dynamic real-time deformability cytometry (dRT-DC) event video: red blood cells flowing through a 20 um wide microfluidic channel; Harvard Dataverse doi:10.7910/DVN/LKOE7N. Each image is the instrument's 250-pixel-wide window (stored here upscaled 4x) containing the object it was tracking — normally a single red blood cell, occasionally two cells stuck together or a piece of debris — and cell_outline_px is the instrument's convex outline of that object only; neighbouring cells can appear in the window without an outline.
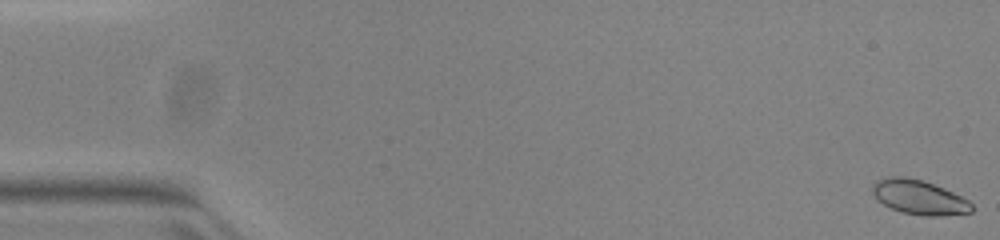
{"species": "common noctule bat (a hibernating species)", "species_latin": "Nyctalus noctula", "temperature_condition": "warm", "stored_images_in_passage": 53, "camera_frame_rate_fps": 3000, "um_per_image_px": 0.085, "animal": {"sex": "female", "body_mass_g": 23.0, "forearm_length_mm": 53.4}, "frame": {"image": 1, "passage_image": 1, "time_ms": 0.0, "image_size_px": [1000, 240], "cell_outline_px": [[972, 212], [940, 216], [924, 216], [900, 212], [876, 200], [872, 192], [872, 184], [876, 180], [888, 176], [904, 176], [924, 180], [944, 188], [968, 200], [972, 204]], "centroid_in_image_um": [78.08, 16.75], "position_along_channel_um": 6.9, "area_um2": 20.11}}
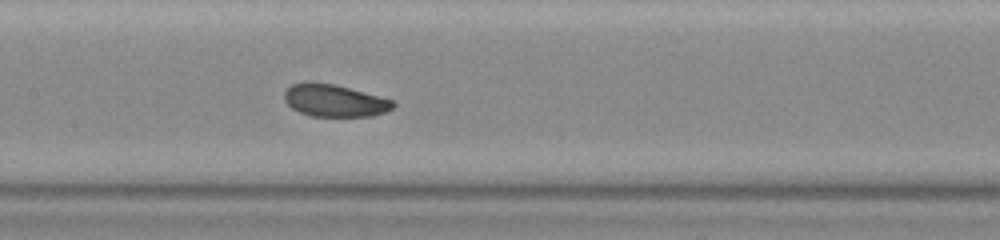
{"frame": {"image": 2, "passage_image": 26, "time_ms": 8.333, "image_size_px": [1000, 240], "cell_outline_px": [[396, 104], [392, 108], [384, 112], [372, 116], [312, 116], [300, 112], [292, 108], [284, 100], [284, 92], [292, 84], [304, 80], [332, 84], [380, 96], [392, 100]], "centroid_in_image_um": [28.4, 8.54], "position_along_channel_um": 179.0, "area_um2": 20.4}}
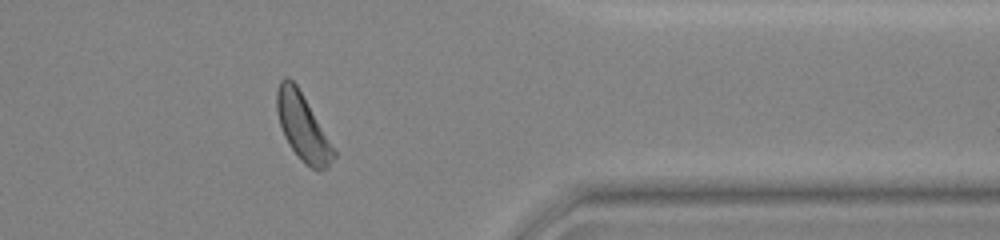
{"frame": {"image": 3, "passage_image": 43, "time_ms": 14.0, "image_size_px": [1000, 240], "cell_outline_px": [[336, 156], [328, 168], [320, 172], [304, 164], [288, 144], [284, 136], [276, 112], [276, 92], [280, 80], [284, 76], [288, 76], [296, 84], [336, 148]], "centroid_in_image_um": [25.75, 10.82], "position_along_channel_um": 385.6, "area_um2": 22.54}, "authors_computed_cell_mechanics": {"area_um2": 21.1548, "velocity_mm_per_s": 3.9366, "shape_relaxation_time_tau1_ms": 7.152, "shape_relaxation_time_tau2_ms": 3.4544, "deformation_change_tau1": 0.1746, "deformation_change_tau2": 0.0971}}